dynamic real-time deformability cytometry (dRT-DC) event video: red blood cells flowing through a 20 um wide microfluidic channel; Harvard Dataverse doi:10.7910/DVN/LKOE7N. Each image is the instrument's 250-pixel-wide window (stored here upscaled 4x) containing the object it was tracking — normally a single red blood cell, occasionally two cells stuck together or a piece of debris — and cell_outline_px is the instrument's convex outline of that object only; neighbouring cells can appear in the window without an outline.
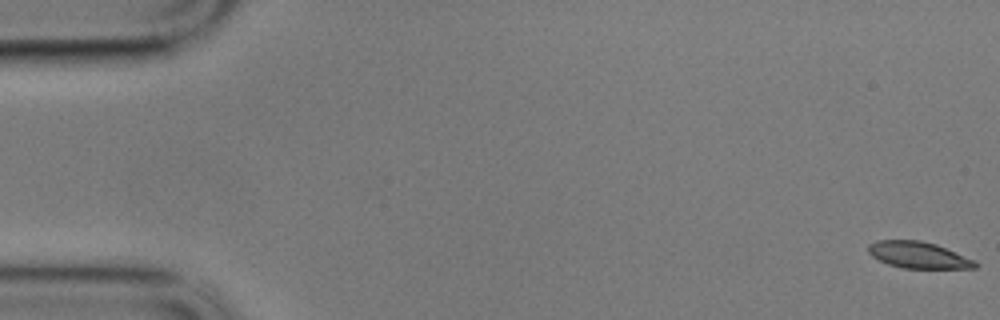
{"species": "common noctule bat (a hibernating species)", "species_latin": "Nyctalus noctula", "temperature_condition": "cold", "stored_images_in_passage": 60, "camera_frame_rate_fps": 3000, "um_per_image_px": 0.085, "animal": {"sex": "male", "body_mass_g": 17.9}, "frame": {"image": 1, "passage_image": 1, "time_ms": 0.0, "image_size_px": [1000, 320], "cell_outline_px": [[980, 264], [976, 268], [904, 268], [888, 264], [872, 256], [868, 252], [868, 244], [876, 240], [920, 240], [936, 244], [976, 260]], "centroid_in_image_um": [78.09, 21.67], "position_along_channel_um": 6.9, "area_um2": 16.59}}
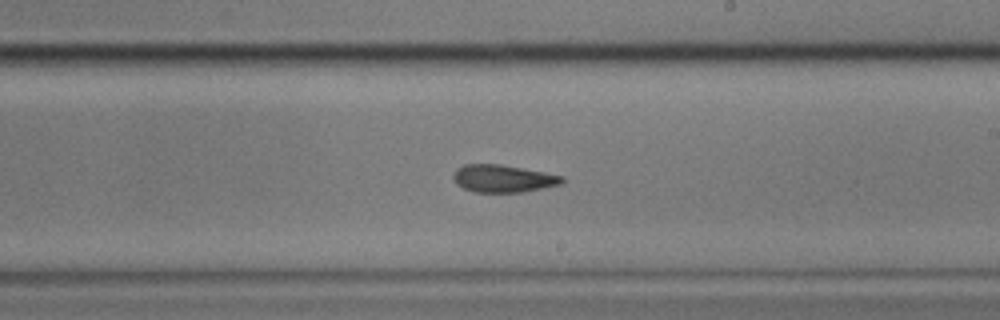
{"frame": {"image": 2, "passage_image": 35, "time_ms": 11.333, "image_size_px": [1000, 320], "cell_outline_px": [[564, 180], [560, 184], [544, 188], [520, 192], [472, 192], [456, 184], [452, 176], [456, 168], [464, 164], [500, 164], [544, 172], [564, 176]], "centroid_in_image_um": [42.73, 15.17], "position_along_channel_um": 246.3, "area_um2": 17.46}}
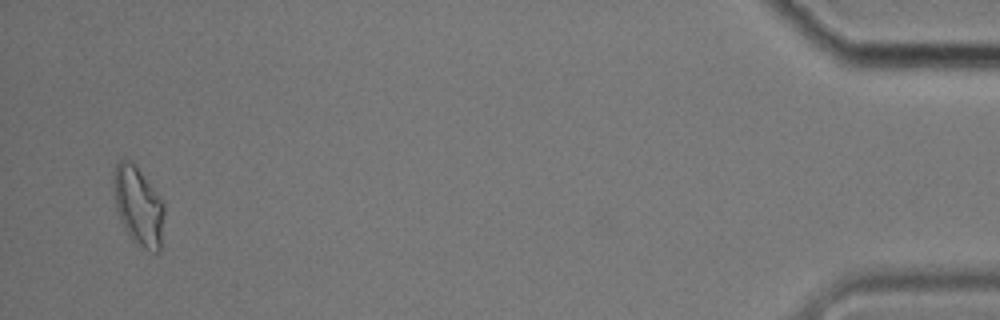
{"frame": {"image": 3, "passage_image": 58, "time_ms": 19.0, "image_size_px": [1000, 320], "cell_outline_px": [[164, 212], [160, 252], [156, 252], [140, 248], [128, 236], [120, 220], [116, 208], [112, 184], [112, 176], [116, 164], [124, 156], [132, 160], [136, 164], [156, 192], [164, 204]], "centroid_in_image_um": [11.73, 17.48], "position_along_channel_um": 423.5, "area_um2": 23.76}, "authors_computed_cell_mechanics": {"area_um2": 17.9758, "velocity_mm_per_s": 3.3822, "shape_relaxation_time_tau1_ms": null, "shape_relaxation_time_tau2_ms": 6.2959, "deformation_change_tau1": null, "deformation_change_tau2": 0.1533}}